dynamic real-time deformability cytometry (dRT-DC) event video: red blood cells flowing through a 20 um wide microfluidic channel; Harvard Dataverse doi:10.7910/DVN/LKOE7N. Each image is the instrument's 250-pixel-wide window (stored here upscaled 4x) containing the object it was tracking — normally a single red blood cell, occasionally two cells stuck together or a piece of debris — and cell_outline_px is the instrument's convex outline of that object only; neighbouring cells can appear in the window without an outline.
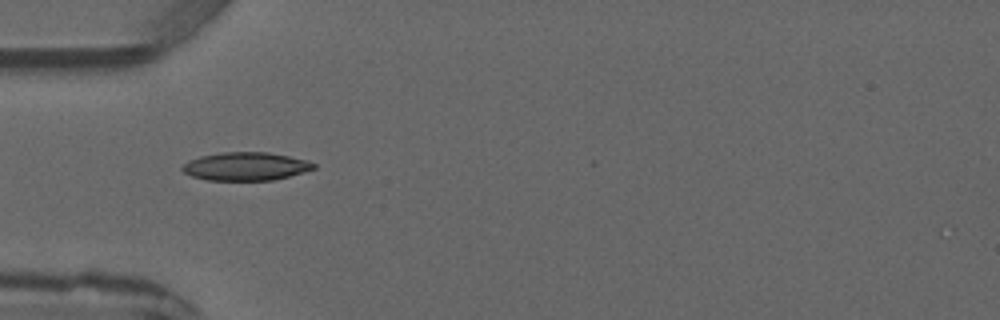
{"species": "common noctule bat (a hibernating species)", "species_latin": "Nyctalus noctula", "temperature_condition": "warm", "stored_images_in_passage": 1, "camera_frame_rate_fps": 3000, "um_per_image_px": 0.085, "animal": {"sex": "male", "forearm_length_mm": 52.5}, "frame": {"image": 1, "passage_image": 1, "time_ms": 0.0, "image_size_px": [1000, 320], "cell_outline_px": [[316, 168], [288, 176], [272, 180], [208, 180], [192, 176], [184, 172], [180, 168], [188, 160], [200, 156], [224, 152], [268, 152], [308, 160], [316, 164]], "centroid_in_image_um": [20.88, 14.13], "position_along_channel_um": 64.1, "area_um2": 21.5}}